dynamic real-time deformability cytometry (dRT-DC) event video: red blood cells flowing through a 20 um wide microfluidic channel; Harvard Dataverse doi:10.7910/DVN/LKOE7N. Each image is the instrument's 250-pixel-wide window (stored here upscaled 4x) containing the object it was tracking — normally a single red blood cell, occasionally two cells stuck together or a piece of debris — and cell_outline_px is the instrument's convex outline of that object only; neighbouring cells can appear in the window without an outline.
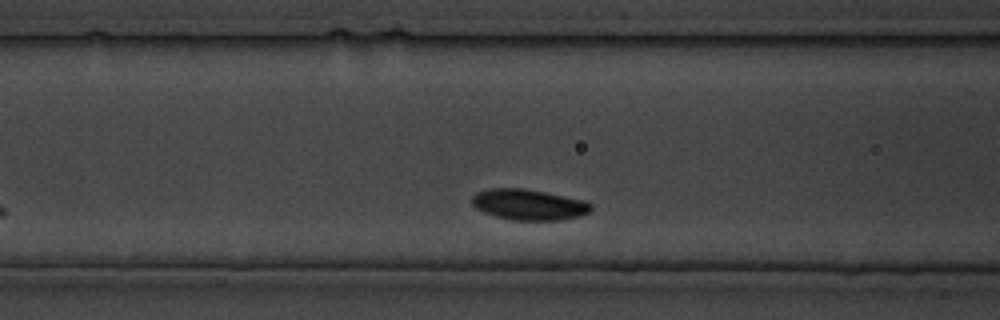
{"species": "common noctule bat (a hibernating species)", "species_latin": "Nyctalus noctula", "temperature_condition": "cold", "stored_images_in_passage": 21, "camera_frame_rate_fps": 3000, "um_per_image_px": 0.085, "animal": {"sex": "male", "body_mass_g": 19.5, "forearm_length_mm": 54.6}, "frame": {"image": 1, "passage_image": 4, "time_ms": 3.333, "image_size_px": [1000, 320], "cell_outline_px": [[592, 208], [588, 212], [580, 216], [560, 220], [512, 220], [496, 216], [484, 212], [476, 208], [472, 204], [472, 196], [476, 192], [492, 188], [524, 188], [584, 200], [592, 204]], "centroid_in_image_um": [44.94, 17.39], "position_along_channel_um": 121.7, "area_um2": 21.27}}
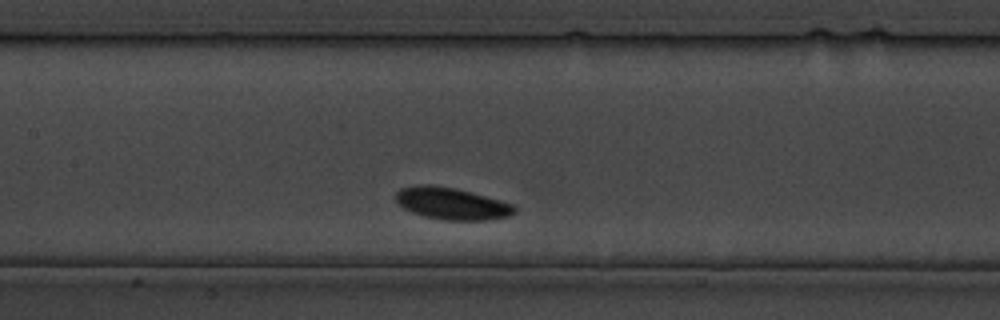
{"frame": {"image": 2, "passage_image": 7, "time_ms": 6.667, "image_size_px": [1000, 320], "cell_outline_px": [[516, 212], [508, 216], [488, 220], [440, 220], [424, 216], [412, 212], [404, 208], [396, 200], [396, 192], [400, 188], [420, 184], [428, 184], [456, 188], [512, 204], [516, 208]], "centroid_in_image_um": [38.37, 17.3], "position_along_channel_um": 169.0, "area_um2": 21.96}}